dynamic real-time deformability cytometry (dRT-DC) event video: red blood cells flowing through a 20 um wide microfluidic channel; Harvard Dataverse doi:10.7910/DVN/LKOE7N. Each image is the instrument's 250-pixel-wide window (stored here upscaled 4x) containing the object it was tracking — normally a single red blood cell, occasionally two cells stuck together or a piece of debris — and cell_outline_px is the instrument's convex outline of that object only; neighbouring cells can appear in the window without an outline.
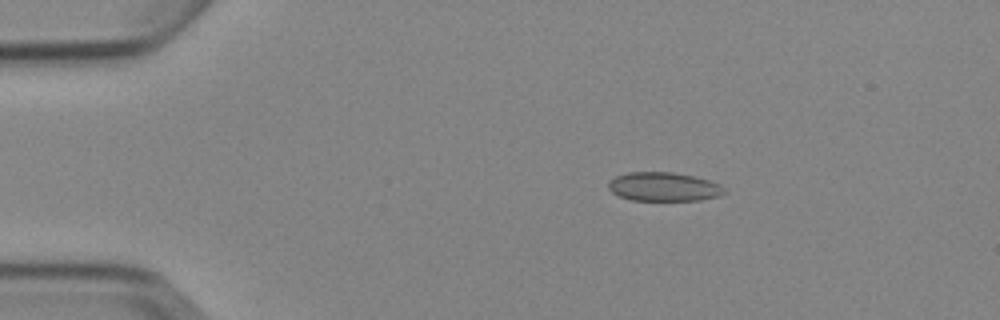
{"species": "Egyptian fruit bat (a non-hibernating species)", "species_latin": "Rousettus aegyptiacus", "temperature_condition": "cold", "stored_images_in_passage": 7, "camera_frame_rate_fps": 3000, "um_per_image_px": 0.085, "animal": {"sex": "female"}, "frame": {"image": 1, "passage_image": 2, "time_ms": 1.0, "image_size_px": [1000, 320], "cell_outline_px": [[728, 192], [720, 196], [700, 200], [632, 200], [620, 196], [612, 192], [608, 188], [608, 180], [616, 176], [628, 172], [672, 172], [692, 176], [708, 180], [720, 184]], "centroid_in_image_um": [56.42, 15.87], "position_along_channel_um": 28.6, "area_um2": 19.54}}
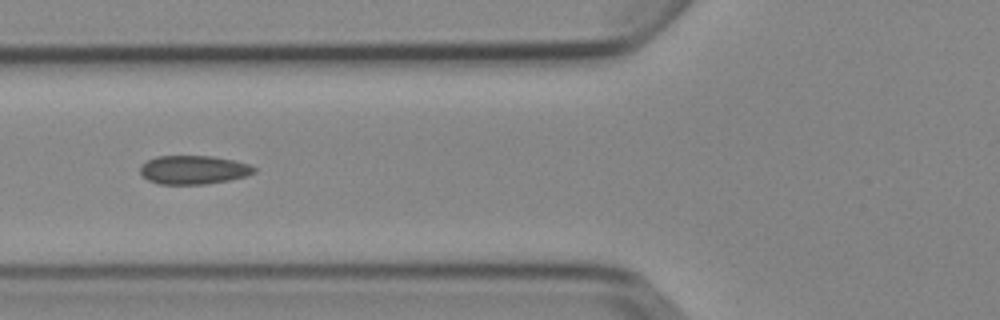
{"frame": {"image": 2, "passage_image": 5, "time_ms": 4.667, "image_size_px": [1000, 320], "cell_outline_px": [[256, 172], [248, 176], [228, 180], [204, 184], [160, 184], [148, 180], [140, 172], [140, 168], [148, 160], [156, 156], [212, 156], [232, 160], [248, 164], [256, 168]], "centroid_in_image_um": [16.47, 14.43], "position_along_channel_um": 109.3, "area_um2": 18.9}}
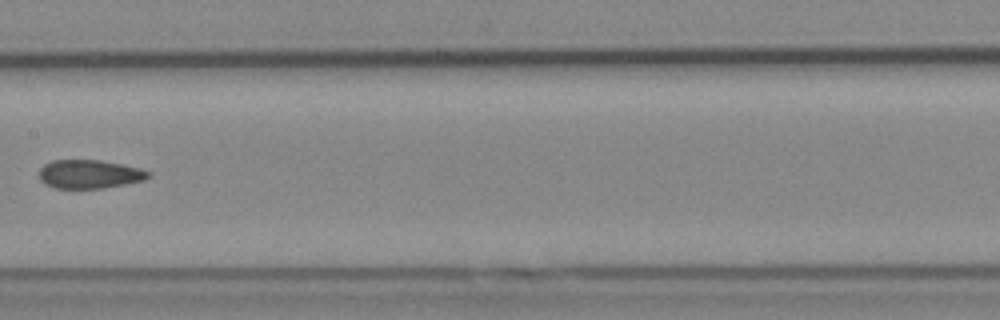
{"frame": {"image": 3, "passage_image": 7, "time_ms": 7.0, "image_size_px": [1000, 320], "cell_outline_px": [[152, 176], [144, 180], [104, 188], [56, 188], [44, 184], [40, 180], [40, 168], [44, 164], [52, 160], [100, 160], [140, 168], [152, 172]], "centroid_in_image_um": [7.62, 14.8], "position_along_channel_um": 199.8, "area_um2": 18.26}}